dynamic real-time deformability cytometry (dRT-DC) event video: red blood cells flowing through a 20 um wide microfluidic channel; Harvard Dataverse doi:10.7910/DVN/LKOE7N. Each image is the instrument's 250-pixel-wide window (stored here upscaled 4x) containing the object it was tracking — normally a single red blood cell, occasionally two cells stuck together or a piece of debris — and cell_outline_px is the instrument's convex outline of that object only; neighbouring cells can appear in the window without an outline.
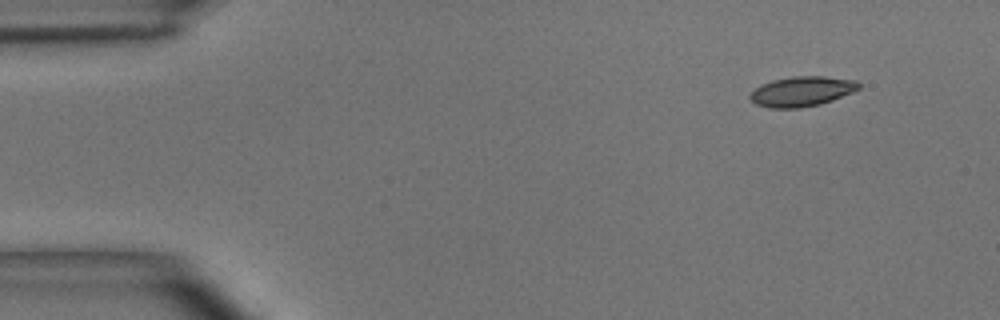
{"species": "common noctule bat (a hibernating species)", "species_latin": "Nyctalus noctula", "temperature_condition": "room temperature", "stored_images_in_passage": 6, "camera_frame_rate_fps": 3000, "um_per_image_px": 0.085, "animal": {"sex": "male", "body_mass_g": 15.6}, "frame": {"image": 1, "passage_image": 1, "time_ms": 0.0, "image_size_px": [1000, 320], "cell_outline_px": [[860, 88], [852, 92], [832, 100], [820, 104], [800, 108], [768, 108], [756, 104], [748, 96], [760, 84], [772, 80], [792, 76], [824, 76], [856, 80], [860, 84]], "centroid_in_image_um": [68.14, 7.76], "position_along_channel_um": 16.9, "area_um2": 19.02}}
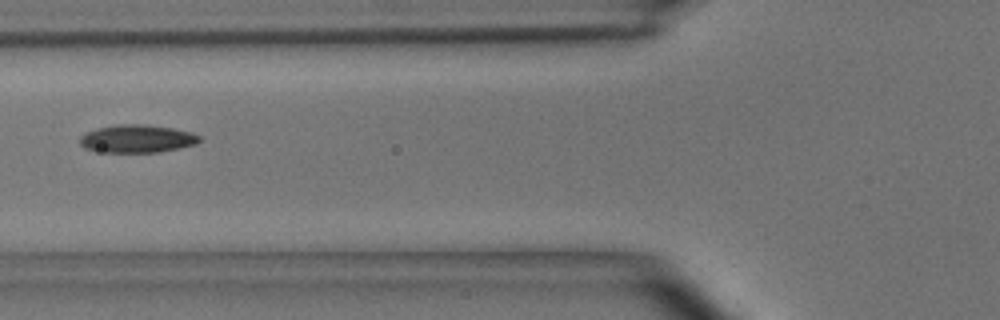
{"frame": {"image": 2, "passage_image": 5, "time_ms": 1.333, "image_size_px": [1000, 320], "cell_outline_px": [[200, 140], [196, 144], [156, 152], [96, 152], [84, 148], [80, 144], [80, 136], [84, 132], [96, 128], [116, 124], [144, 124], [172, 128], [192, 132], [200, 136]], "centroid_in_image_um": [11.59, 11.78], "position_along_channel_um": 114.2, "area_um2": 19.54}}